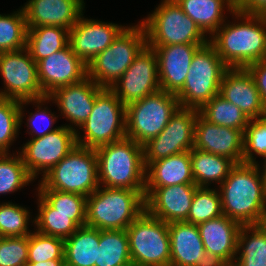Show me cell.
I'll return each instance as SVG.
<instances>
[{
    "mask_svg": "<svg viewBox=\"0 0 266 266\" xmlns=\"http://www.w3.org/2000/svg\"><path fill=\"white\" fill-rule=\"evenodd\" d=\"M170 266H195L205 253L198 226L185 221L168 224Z\"/></svg>",
    "mask_w": 266,
    "mask_h": 266,
    "instance_id": "25",
    "label": "cell"
},
{
    "mask_svg": "<svg viewBox=\"0 0 266 266\" xmlns=\"http://www.w3.org/2000/svg\"><path fill=\"white\" fill-rule=\"evenodd\" d=\"M69 44V30L60 26L28 27L26 49L36 63Z\"/></svg>",
    "mask_w": 266,
    "mask_h": 266,
    "instance_id": "31",
    "label": "cell"
},
{
    "mask_svg": "<svg viewBox=\"0 0 266 266\" xmlns=\"http://www.w3.org/2000/svg\"><path fill=\"white\" fill-rule=\"evenodd\" d=\"M237 254L233 266H266V223L240 227Z\"/></svg>",
    "mask_w": 266,
    "mask_h": 266,
    "instance_id": "30",
    "label": "cell"
},
{
    "mask_svg": "<svg viewBox=\"0 0 266 266\" xmlns=\"http://www.w3.org/2000/svg\"><path fill=\"white\" fill-rule=\"evenodd\" d=\"M180 107L175 94L158 90L126 106V137L139 145L155 138Z\"/></svg>",
    "mask_w": 266,
    "mask_h": 266,
    "instance_id": "10",
    "label": "cell"
},
{
    "mask_svg": "<svg viewBox=\"0 0 266 266\" xmlns=\"http://www.w3.org/2000/svg\"><path fill=\"white\" fill-rule=\"evenodd\" d=\"M16 153H0V194L13 193L34 180Z\"/></svg>",
    "mask_w": 266,
    "mask_h": 266,
    "instance_id": "37",
    "label": "cell"
},
{
    "mask_svg": "<svg viewBox=\"0 0 266 266\" xmlns=\"http://www.w3.org/2000/svg\"><path fill=\"white\" fill-rule=\"evenodd\" d=\"M223 215L219 190L198 187L185 222L198 225Z\"/></svg>",
    "mask_w": 266,
    "mask_h": 266,
    "instance_id": "39",
    "label": "cell"
},
{
    "mask_svg": "<svg viewBox=\"0 0 266 266\" xmlns=\"http://www.w3.org/2000/svg\"><path fill=\"white\" fill-rule=\"evenodd\" d=\"M259 167L236 164L219 185L222 213L241 226L266 223V182Z\"/></svg>",
    "mask_w": 266,
    "mask_h": 266,
    "instance_id": "1",
    "label": "cell"
},
{
    "mask_svg": "<svg viewBox=\"0 0 266 266\" xmlns=\"http://www.w3.org/2000/svg\"><path fill=\"white\" fill-rule=\"evenodd\" d=\"M195 184L190 151L181 152L149 163L145 170V187Z\"/></svg>",
    "mask_w": 266,
    "mask_h": 266,
    "instance_id": "26",
    "label": "cell"
},
{
    "mask_svg": "<svg viewBox=\"0 0 266 266\" xmlns=\"http://www.w3.org/2000/svg\"><path fill=\"white\" fill-rule=\"evenodd\" d=\"M38 193L54 208V212L73 214V222L82 227L86 225L87 197L51 189H37Z\"/></svg>",
    "mask_w": 266,
    "mask_h": 266,
    "instance_id": "36",
    "label": "cell"
},
{
    "mask_svg": "<svg viewBox=\"0 0 266 266\" xmlns=\"http://www.w3.org/2000/svg\"><path fill=\"white\" fill-rule=\"evenodd\" d=\"M0 74L5 86L0 90L1 98L23 101L46 97L38 80L37 63L26 47L0 52Z\"/></svg>",
    "mask_w": 266,
    "mask_h": 266,
    "instance_id": "12",
    "label": "cell"
},
{
    "mask_svg": "<svg viewBox=\"0 0 266 266\" xmlns=\"http://www.w3.org/2000/svg\"><path fill=\"white\" fill-rule=\"evenodd\" d=\"M197 188L196 184L145 187V210L168 224L186 221Z\"/></svg>",
    "mask_w": 266,
    "mask_h": 266,
    "instance_id": "16",
    "label": "cell"
},
{
    "mask_svg": "<svg viewBox=\"0 0 266 266\" xmlns=\"http://www.w3.org/2000/svg\"><path fill=\"white\" fill-rule=\"evenodd\" d=\"M146 45L141 22L125 26L113 43L87 64V76L99 87L111 89Z\"/></svg>",
    "mask_w": 266,
    "mask_h": 266,
    "instance_id": "5",
    "label": "cell"
},
{
    "mask_svg": "<svg viewBox=\"0 0 266 266\" xmlns=\"http://www.w3.org/2000/svg\"><path fill=\"white\" fill-rule=\"evenodd\" d=\"M199 114L210 123L238 130H245L250 119L233 103L219 94L205 103Z\"/></svg>",
    "mask_w": 266,
    "mask_h": 266,
    "instance_id": "34",
    "label": "cell"
},
{
    "mask_svg": "<svg viewBox=\"0 0 266 266\" xmlns=\"http://www.w3.org/2000/svg\"><path fill=\"white\" fill-rule=\"evenodd\" d=\"M100 230L79 227L64 240L65 266H95L99 249Z\"/></svg>",
    "mask_w": 266,
    "mask_h": 266,
    "instance_id": "28",
    "label": "cell"
},
{
    "mask_svg": "<svg viewBox=\"0 0 266 266\" xmlns=\"http://www.w3.org/2000/svg\"><path fill=\"white\" fill-rule=\"evenodd\" d=\"M26 266H65V262L64 259H54L43 262H28Z\"/></svg>",
    "mask_w": 266,
    "mask_h": 266,
    "instance_id": "48",
    "label": "cell"
},
{
    "mask_svg": "<svg viewBox=\"0 0 266 266\" xmlns=\"http://www.w3.org/2000/svg\"><path fill=\"white\" fill-rule=\"evenodd\" d=\"M253 155L266 156V116L250 120L244 130L243 163L257 164Z\"/></svg>",
    "mask_w": 266,
    "mask_h": 266,
    "instance_id": "42",
    "label": "cell"
},
{
    "mask_svg": "<svg viewBox=\"0 0 266 266\" xmlns=\"http://www.w3.org/2000/svg\"><path fill=\"white\" fill-rule=\"evenodd\" d=\"M38 80L47 97L57 88L77 83L87 77V65L68 44L37 63Z\"/></svg>",
    "mask_w": 266,
    "mask_h": 266,
    "instance_id": "17",
    "label": "cell"
},
{
    "mask_svg": "<svg viewBox=\"0 0 266 266\" xmlns=\"http://www.w3.org/2000/svg\"><path fill=\"white\" fill-rule=\"evenodd\" d=\"M189 16L210 38L225 23V8L235 11L234 0H176ZM209 32V33H208Z\"/></svg>",
    "mask_w": 266,
    "mask_h": 266,
    "instance_id": "27",
    "label": "cell"
},
{
    "mask_svg": "<svg viewBox=\"0 0 266 266\" xmlns=\"http://www.w3.org/2000/svg\"><path fill=\"white\" fill-rule=\"evenodd\" d=\"M76 146V129L69 124L59 126L43 137L31 139L18 153L30 176L36 179L40 171L43 177Z\"/></svg>",
    "mask_w": 266,
    "mask_h": 266,
    "instance_id": "13",
    "label": "cell"
},
{
    "mask_svg": "<svg viewBox=\"0 0 266 266\" xmlns=\"http://www.w3.org/2000/svg\"><path fill=\"white\" fill-rule=\"evenodd\" d=\"M24 104H29V100L18 101L0 97V153H8L18 135L25 114Z\"/></svg>",
    "mask_w": 266,
    "mask_h": 266,
    "instance_id": "35",
    "label": "cell"
},
{
    "mask_svg": "<svg viewBox=\"0 0 266 266\" xmlns=\"http://www.w3.org/2000/svg\"><path fill=\"white\" fill-rule=\"evenodd\" d=\"M144 210L145 191L99 186L87 197L86 226L126 230Z\"/></svg>",
    "mask_w": 266,
    "mask_h": 266,
    "instance_id": "4",
    "label": "cell"
},
{
    "mask_svg": "<svg viewBox=\"0 0 266 266\" xmlns=\"http://www.w3.org/2000/svg\"><path fill=\"white\" fill-rule=\"evenodd\" d=\"M232 14L240 22L225 21L209 39L222 61L229 68H246L266 60V15L237 10Z\"/></svg>",
    "mask_w": 266,
    "mask_h": 266,
    "instance_id": "2",
    "label": "cell"
},
{
    "mask_svg": "<svg viewBox=\"0 0 266 266\" xmlns=\"http://www.w3.org/2000/svg\"><path fill=\"white\" fill-rule=\"evenodd\" d=\"M28 27L23 9L12 14H0V52L26 47Z\"/></svg>",
    "mask_w": 266,
    "mask_h": 266,
    "instance_id": "38",
    "label": "cell"
},
{
    "mask_svg": "<svg viewBox=\"0 0 266 266\" xmlns=\"http://www.w3.org/2000/svg\"><path fill=\"white\" fill-rule=\"evenodd\" d=\"M264 159V164L262 166V170L259 168V171L262 175V177L264 178L265 182H266V156L263 158Z\"/></svg>",
    "mask_w": 266,
    "mask_h": 266,
    "instance_id": "49",
    "label": "cell"
},
{
    "mask_svg": "<svg viewBox=\"0 0 266 266\" xmlns=\"http://www.w3.org/2000/svg\"><path fill=\"white\" fill-rule=\"evenodd\" d=\"M83 136L76 130L77 145L96 149L126 137V106L115 93L104 88L95 99L94 107L80 127ZM82 136V137H81Z\"/></svg>",
    "mask_w": 266,
    "mask_h": 266,
    "instance_id": "9",
    "label": "cell"
},
{
    "mask_svg": "<svg viewBox=\"0 0 266 266\" xmlns=\"http://www.w3.org/2000/svg\"><path fill=\"white\" fill-rule=\"evenodd\" d=\"M131 262L137 266H170L168 223L144 210L126 229Z\"/></svg>",
    "mask_w": 266,
    "mask_h": 266,
    "instance_id": "11",
    "label": "cell"
},
{
    "mask_svg": "<svg viewBox=\"0 0 266 266\" xmlns=\"http://www.w3.org/2000/svg\"><path fill=\"white\" fill-rule=\"evenodd\" d=\"M29 236L1 237L0 266H26Z\"/></svg>",
    "mask_w": 266,
    "mask_h": 266,
    "instance_id": "43",
    "label": "cell"
},
{
    "mask_svg": "<svg viewBox=\"0 0 266 266\" xmlns=\"http://www.w3.org/2000/svg\"><path fill=\"white\" fill-rule=\"evenodd\" d=\"M190 156L192 175L198 187H208L213 182L219 186L236 165L226 157L194 148L190 151Z\"/></svg>",
    "mask_w": 266,
    "mask_h": 266,
    "instance_id": "29",
    "label": "cell"
},
{
    "mask_svg": "<svg viewBox=\"0 0 266 266\" xmlns=\"http://www.w3.org/2000/svg\"><path fill=\"white\" fill-rule=\"evenodd\" d=\"M41 179L38 189L88 197L99 187L95 149L77 145Z\"/></svg>",
    "mask_w": 266,
    "mask_h": 266,
    "instance_id": "7",
    "label": "cell"
},
{
    "mask_svg": "<svg viewBox=\"0 0 266 266\" xmlns=\"http://www.w3.org/2000/svg\"><path fill=\"white\" fill-rule=\"evenodd\" d=\"M46 101H48V97H44L41 99L36 100H29V103H33L37 105V111L35 113H30L29 118L27 119V126L29 130V135H32L33 138L43 137L47 133L53 132L57 130L59 127L53 128L52 126L56 123V115L54 113H51L47 107L42 108L41 106L46 104ZM41 104V105H40ZM44 119V122L46 121V124H40L38 120ZM37 121L39 125L37 124ZM43 122V121H42ZM38 126H37V125ZM42 125V126H41Z\"/></svg>",
    "mask_w": 266,
    "mask_h": 266,
    "instance_id": "44",
    "label": "cell"
},
{
    "mask_svg": "<svg viewBox=\"0 0 266 266\" xmlns=\"http://www.w3.org/2000/svg\"><path fill=\"white\" fill-rule=\"evenodd\" d=\"M30 212L27 208L12 202L0 203L1 237L29 236Z\"/></svg>",
    "mask_w": 266,
    "mask_h": 266,
    "instance_id": "40",
    "label": "cell"
},
{
    "mask_svg": "<svg viewBox=\"0 0 266 266\" xmlns=\"http://www.w3.org/2000/svg\"><path fill=\"white\" fill-rule=\"evenodd\" d=\"M64 259V239L33 231L29 235L28 262Z\"/></svg>",
    "mask_w": 266,
    "mask_h": 266,
    "instance_id": "41",
    "label": "cell"
},
{
    "mask_svg": "<svg viewBox=\"0 0 266 266\" xmlns=\"http://www.w3.org/2000/svg\"><path fill=\"white\" fill-rule=\"evenodd\" d=\"M129 239L126 230H100L95 266H130Z\"/></svg>",
    "mask_w": 266,
    "mask_h": 266,
    "instance_id": "32",
    "label": "cell"
},
{
    "mask_svg": "<svg viewBox=\"0 0 266 266\" xmlns=\"http://www.w3.org/2000/svg\"><path fill=\"white\" fill-rule=\"evenodd\" d=\"M84 7V0H29L22 9L27 27L60 26L70 30Z\"/></svg>",
    "mask_w": 266,
    "mask_h": 266,
    "instance_id": "23",
    "label": "cell"
},
{
    "mask_svg": "<svg viewBox=\"0 0 266 266\" xmlns=\"http://www.w3.org/2000/svg\"><path fill=\"white\" fill-rule=\"evenodd\" d=\"M37 196L38 215L32 222L37 232L65 240L79 228L73 222V214L56 213L39 193Z\"/></svg>",
    "mask_w": 266,
    "mask_h": 266,
    "instance_id": "33",
    "label": "cell"
},
{
    "mask_svg": "<svg viewBox=\"0 0 266 266\" xmlns=\"http://www.w3.org/2000/svg\"><path fill=\"white\" fill-rule=\"evenodd\" d=\"M195 266H230L222 257L217 254L205 252Z\"/></svg>",
    "mask_w": 266,
    "mask_h": 266,
    "instance_id": "47",
    "label": "cell"
},
{
    "mask_svg": "<svg viewBox=\"0 0 266 266\" xmlns=\"http://www.w3.org/2000/svg\"><path fill=\"white\" fill-rule=\"evenodd\" d=\"M219 95L236 105L250 120L266 116L256 83L246 68H229L221 80Z\"/></svg>",
    "mask_w": 266,
    "mask_h": 266,
    "instance_id": "20",
    "label": "cell"
},
{
    "mask_svg": "<svg viewBox=\"0 0 266 266\" xmlns=\"http://www.w3.org/2000/svg\"><path fill=\"white\" fill-rule=\"evenodd\" d=\"M103 89L87 76L80 82L57 88L47 97L48 102L56 103L61 114L80 129L93 110L96 96Z\"/></svg>",
    "mask_w": 266,
    "mask_h": 266,
    "instance_id": "21",
    "label": "cell"
},
{
    "mask_svg": "<svg viewBox=\"0 0 266 266\" xmlns=\"http://www.w3.org/2000/svg\"><path fill=\"white\" fill-rule=\"evenodd\" d=\"M197 226L205 252L217 254L233 266L237 256V238L241 225L223 214Z\"/></svg>",
    "mask_w": 266,
    "mask_h": 266,
    "instance_id": "24",
    "label": "cell"
},
{
    "mask_svg": "<svg viewBox=\"0 0 266 266\" xmlns=\"http://www.w3.org/2000/svg\"><path fill=\"white\" fill-rule=\"evenodd\" d=\"M125 27L116 23L84 18L83 13L69 30V45L87 65L110 46Z\"/></svg>",
    "mask_w": 266,
    "mask_h": 266,
    "instance_id": "18",
    "label": "cell"
},
{
    "mask_svg": "<svg viewBox=\"0 0 266 266\" xmlns=\"http://www.w3.org/2000/svg\"><path fill=\"white\" fill-rule=\"evenodd\" d=\"M199 111L179 107L159 135L143 145L145 167L154 161L194 148L195 121Z\"/></svg>",
    "mask_w": 266,
    "mask_h": 266,
    "instance_id": "14",
    "label": "cell"
},
{
    "mask_svg": "<svg viewBox=\"0 0 266 266\" xmlns=\"http://www.w3.org/2000/svg\"><path fill=\"white\" fill-rule=\"evenodd\" d=\"M99 186L145 191L143 146L124 137L95 149Z\"/></svg>",
    "mask_w": 266,
    "mask_h": 266,
    "instance_id": "3",
    "label": "cell"
},
{
    "mask_svg": "<svg viewBox=\"0 0 266 266\" xmlns=\"http://www.w3.org/2000/svg\"><path fill=\"white\" fill-rule=\"evenodd\" d=\"M140 22L145 28L148 46L209 42L207 35L183 12L176 0H163Z\"/></svg>",
    "mask_w": 266,
    "mask_h": 266,
    "instance_id": "8",
    "label": "cell"
},
{
    "mask_svg": "<svg viewBox=\"0 0 266 266\" xmlns=\"http://www.w3.org/2000/svg\"><path fill=\"white\" fill-rule=\"evenodd\" d=\"M160 89L158 60L155 50L148 45L111 88L125 106Z\"/></svg>",
    "mask_w": 266,
    "mask_h": 266,
    "instance_id": "15",
    "label": "cell"
},
{
    "mask_svg": "<svg viewBox=\"0 0 266 266\" xmlns=\"http://www.w3.org/2000/svg\"><path fill=\"white\" fill-rule=\"evenodd\" d=\"M205 44L149 46L155 50L161 90L176 94L184 85L196 51Z\"/></svg>",
    "mask_w": 266,
    "mask_h": 266,
    "instance_id": "22",
    "label": "cell"
},
{
    "mask_svg": "<svg viewBox=\"0 0 266 266\" xmlns=\"http://www.w3.org/2000/svg\"><path fill=\"white\" fill-rule=\"evenodd\" d=\"M235 10L266 15V0H234Z\"/></svg>",
    "mask_w": 266,
    "mask_h": 266,
    "instance_id": "46",
    "label": "cell"
},
{
    "mask_svg": "<svg viewBox=\"0 0 266 266\" xmlns=\"http://www.w3.org/2000/svg\"><path fill=\"white\" fill-rule=\"evenodd\" d=\"M244 130L210 123L199 113L195 121L194 149L243 163Z\"/></svg>",
    "mask_w": 266,
    "mask_h": 266,
    "instance_id": "19",
    "label": "cell"
},
{
    "mask_svg": "<svg viewBox=\"0 0 266 266\" xmlns=\"http://www.w3.org/2000/svg\"><path fill=\"white\" fill-rule=\"evenodd\" d=\"M228 69L210 42L201 46L192 58L183 87L175 94L180 107L199 110L218 95Z\"/></svg>",
    "mask_w": 266,
    "mask_h": 266,
    "instance_id": "6",
    "label": "cell"
},
{
    "mask_svg": "<svg viewBox=\"0 0 266 266\" xmlns=\"http://www.w3.org/2000/svg\"><path fill=\"white\" fill-rule=\"evenodd\" d=\"M246 69L252 75L266 109V60L254 62L248 65Z\"/></svg>",
    "mask_w": 266,
    "mask_h": 266,
    "instance_id": "45",
    "label": "cell"
}]
</instances>
